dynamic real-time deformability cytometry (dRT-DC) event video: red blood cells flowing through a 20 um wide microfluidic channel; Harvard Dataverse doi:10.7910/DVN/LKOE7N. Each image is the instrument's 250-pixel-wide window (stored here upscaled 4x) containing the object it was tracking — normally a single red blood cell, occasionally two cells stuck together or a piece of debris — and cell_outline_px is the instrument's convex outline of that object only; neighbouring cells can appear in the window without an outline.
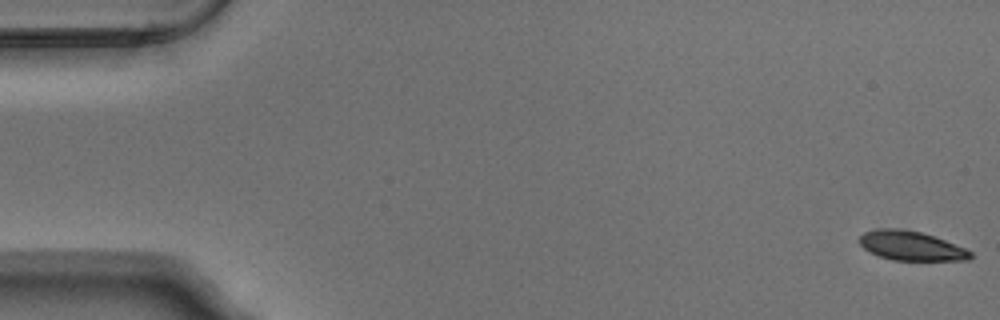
{"species": "Egyptian fruit bat (a non-hibernating species)", "species_latin": "Rousettus aegyptiacus", "temperature_condition": "warm", "stored_images_in_passage": 54, "camera_frame_rate_fps": 3000, "um_per_image_px": 0.085, "animal": {"sex": "male"}, "frame": {"image": 1, "passage_image": 1, "time_ms": 0.0, "image_size_px": [1000, 320], "cell_outline_px": [[972, 256], [968, 260], [892, 260], [868, 252], [856, 240], [864, 232], [880, 228], [900, 228], [920, 232], [944, 240], [964, 248], [972, 252]], "centroid_in_image_um": [77.38, 20.89], "position_along_channel_um": 7.6, "area_um2": 18.9}}
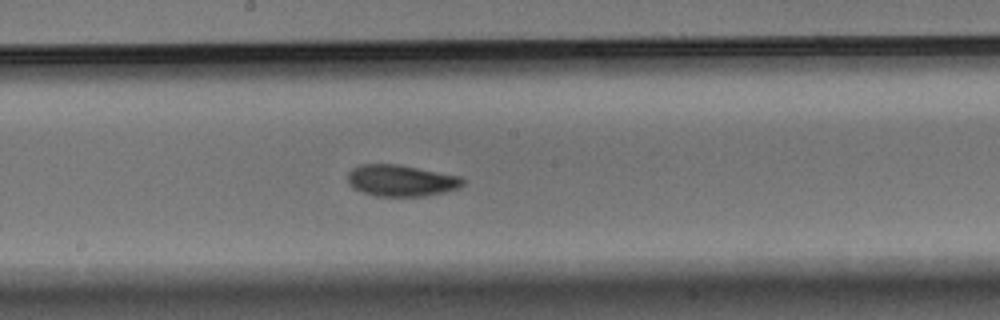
{"frame": {"image": 2, "passage_image": 29, "time_ms": 9.333, "image_size_px": [1000, 320], "cell_outline_px": [[464, 184], [460, 188], [444, 192], [424, 196], [376, 196], [352, 188], [348, 184], [348, 172], [352, 168], [360, 164], [400, 164], [460, 176], [464, 180]], "centroid_in_image_um": [34.09, 15.34], "position_along_channel_um": 214.1, "area_um2": 21.27}}
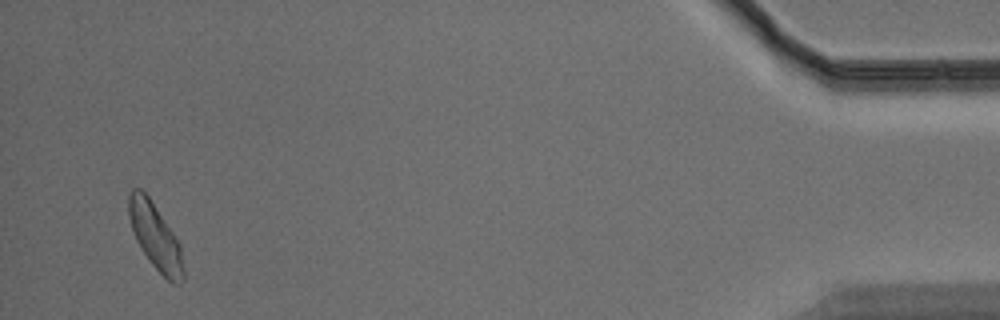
{"frame": {"image": 3, "passage_image": 52, "time_ms": 17.0, "image_size_px": [1000, 320], "cell_outline_px": [[184, 280], [180, 284], [172, 284], [152, 264], [140, 248], [136, 240], [128, 216], [128, 192], [132, 188], [140, 188], [148, 196], [180, 244], [184, 268]], "centroid_in_image_um": [13.19, 20.12], "position_along_channel_um": 422.0, "area_um2": 20.87}, "authors_computed_cell_mechanics": {"area_um2": 20.6924, "velocity_mm_per_s": 3.7548, "shape_relaxation_time_tau1_ms": 3.181, "shape_relaxation_time_tau2_ms": 5.9869, "deformation_change_tau1": 0.1416, "deformation_change_tau2": 0.1133}}